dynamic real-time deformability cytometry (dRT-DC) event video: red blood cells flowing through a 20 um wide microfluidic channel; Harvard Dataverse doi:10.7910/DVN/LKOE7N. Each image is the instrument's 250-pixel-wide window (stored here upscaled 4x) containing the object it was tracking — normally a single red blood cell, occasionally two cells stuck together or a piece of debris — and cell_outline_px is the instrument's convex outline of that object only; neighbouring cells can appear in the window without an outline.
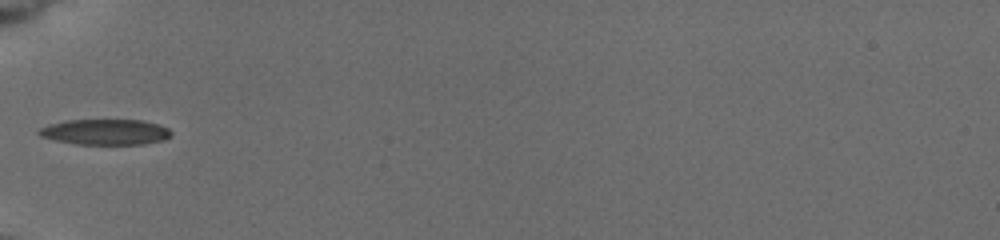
{"species": "common noctule bat (a hibernating species)", "species_latin": "Nyctalus noctula", "temperature_condition": "cold", "stored_images_in_passage": 3, "camera_frame_rate_fps": 3000, "um_per_image_px": 0.085, "animal": {"sex": "female", "body_mass_g": 19.5, "forearm_length_mm": 54.1}, "frame": {"image": 1, "passage_image": 1, "time_ms": 0.0, "image_size_px": [1000, 240], "cell_outline_px": [[172, 136], [164, 140], [144, 144], [76, 144], [56, 140], [40, 136], [36, 132], [40, 128], [48, 124], [64, 120], [140, 120], [156, 124], [168, 128], [172, 132]], "centroid_in_image_um": [8.94, 11.22], "position_along_channel_um": 76.1, "area_um2": 19.77}}